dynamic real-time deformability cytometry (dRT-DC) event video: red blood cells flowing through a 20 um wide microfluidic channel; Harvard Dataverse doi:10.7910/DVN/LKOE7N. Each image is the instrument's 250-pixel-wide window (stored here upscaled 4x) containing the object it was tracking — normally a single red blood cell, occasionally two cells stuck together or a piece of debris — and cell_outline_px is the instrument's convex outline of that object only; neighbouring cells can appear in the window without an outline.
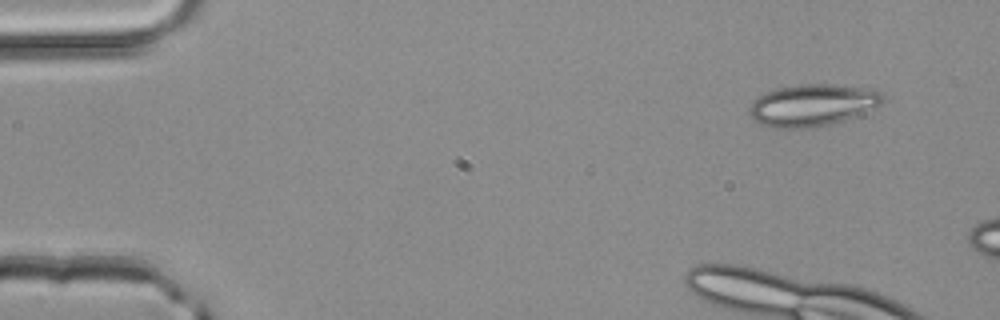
{"species": "common noctule bat (a hibernating species)", "species_latin": "Nyctalus noctula", "temperature_condition": "room temperature", "stored_images_in_passage": 3, "camera_frame_rate_fps": 3000, "um_per_image_px": 0.085, "animal": {"sex": "male", "body_mass_g": 20.4}, "frame": {"image": 1, "passage_image": 1, "time_ms": 0.0, "image_size_px": [1000, 320], "cell_outline_px": [[884, 100], [880, 104], [852, 116], [828, 124], [804, 128], [772, 128], [760, 124], [748, 112], [748, 108], [764, 92], [780, 88], [800, 84], [828, 84], [868, 88], [880, 92], [884, 96]], "centroid_in_image_um": [69.01, 8.92], "position_along_channel_um": 16.0, "area_um2": 31.85}}